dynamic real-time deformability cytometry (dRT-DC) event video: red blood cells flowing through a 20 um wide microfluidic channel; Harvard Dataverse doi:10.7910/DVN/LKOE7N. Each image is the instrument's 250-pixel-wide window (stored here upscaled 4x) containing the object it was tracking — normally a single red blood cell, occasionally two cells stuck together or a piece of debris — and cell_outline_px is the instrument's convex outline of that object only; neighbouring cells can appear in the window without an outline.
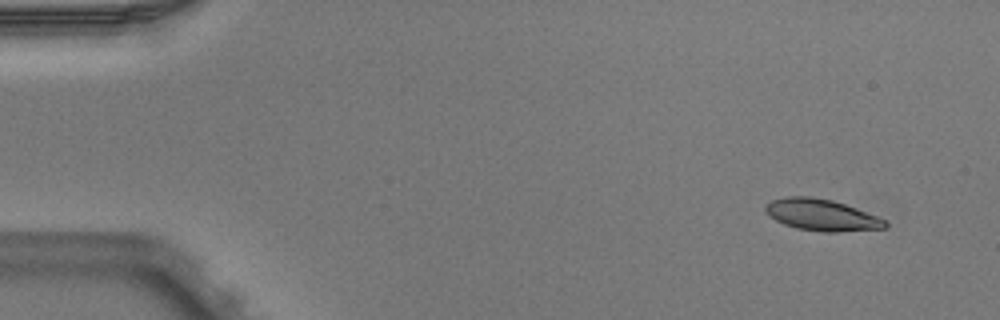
{"species": "Egyptian fruit bat (a non-hibernating species)", "species_latin": "Rousettus aegyptiacus", "temperature_condition": "warm", "stored_images_in_passage": 5, "segment_of_instrument_passage": [1, 2], "camera_frame_rate_fps": 3000, "um_per_image_px": 0.085, "animal": {"sex": "male"}, "frame": {"image": 1, "passage_image": 1, "time_ms": 0.0, "image_size_px": [1000, 320], "cell_outline_px": [[888, 228], [840, 232], [824, 232], [796, 228], [784, 224], [768, 216], [764, 212], [764, 208], [772, 200], [788, 196], [812, 196], [832, 200], [856, 208], [888, 220]], "centroid_in_image_um": [69.86, 18.28], "position_along_channel_um": 15.1, "area_um2": 22.2}}